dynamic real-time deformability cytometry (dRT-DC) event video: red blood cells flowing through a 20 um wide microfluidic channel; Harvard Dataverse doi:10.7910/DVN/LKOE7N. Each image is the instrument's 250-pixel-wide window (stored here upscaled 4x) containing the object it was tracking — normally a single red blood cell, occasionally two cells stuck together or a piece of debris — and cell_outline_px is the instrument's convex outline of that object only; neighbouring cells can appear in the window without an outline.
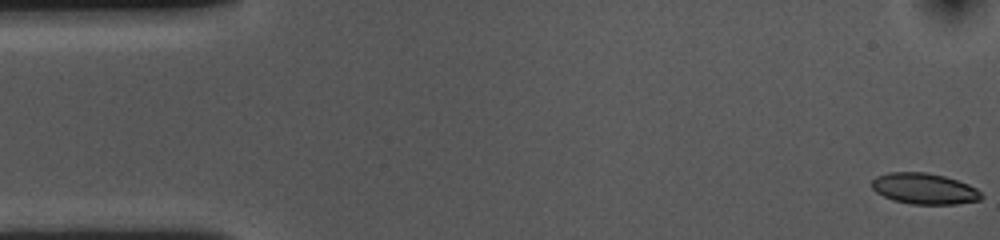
{"species": "common noctule bat (a hibernating species)", "species_latin": "Nyctalus noctula", "temperature_condition": "cold", "stored_images_in_passage": 55, "camera_frame_rate_fps": 3000, "um_per_image_px": 0.085, "animal": {"sex": "female", "body_mass_g": 10.0, "forearm_length_mm": 53.1}, "frame": {"image": 1, "passage_image": 1, "time_ms": 0.0, "image_size_px": [1000, 240], "cell_outline_px": [[984, 196], [980, 200], [956, 204], [912, 204], [892, 200], [876, 192], [872, 188], [872, 180], [876, 176], [888, 172], [928, 172], [944, 176], [968, 184], [976, 188]], "centroid_in_image_um": [78.56, 16.03], "position_along_channel_um": 6.4, "area_um2": 19.83}}
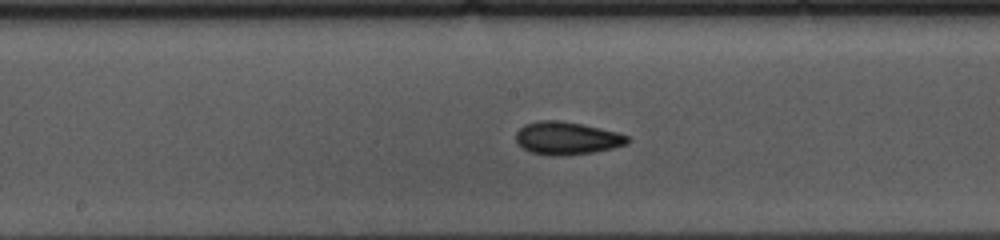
{"frame": {"image": 2, "passage_image": 27, "time_ms": 8.667, "image_size_px": [1000, 240], "cell_outline_px": [[632, 140], [628, 144], [612, 148], [592, 152], [564, 156], [548, 156], [532, 152], [516, 144], [516, 132], [524, 124], [540, 120], [560, 120], [584, 124], [616, 132], [628, 136]], "centroid_in_image_um": [48.18, 11.74], "position_along_channel_um": 200.0, "area_um2": 21.56}}
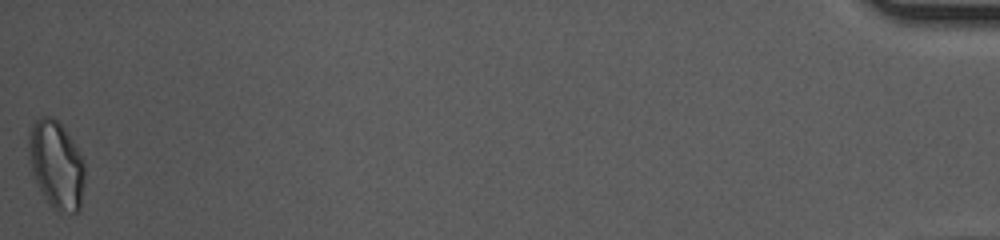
{"frame": {"image": 3, "passage_image": 55, "time_ms": 18.0, "image_size_px": [1000, 240], "cell_outline_px": [[84, 184], [80, 212], [60, 212], [52, 208], [48, 204], [32, 172], [28, 160], [28, 132], [32, 124], [40, 116], [52, 116], [60, 124], [72, 140], [84, 160]], "centroid_in_image_um": [4.78, 14.01], "position_along_channel_um": 430.4, "area_um2": 28.9}, "authors_computed_cell_mechanics": {"area_um2": 20.5768, "velocity_mm_per_s": 3.5812, "shape_relaxation_time_tau1_ms": 5.1437, "shape_relaxation_time_tau2_ms": 3.4547, "deformation_change_tau1": 0.119, "deformation_change_tau2": 0.0936}}